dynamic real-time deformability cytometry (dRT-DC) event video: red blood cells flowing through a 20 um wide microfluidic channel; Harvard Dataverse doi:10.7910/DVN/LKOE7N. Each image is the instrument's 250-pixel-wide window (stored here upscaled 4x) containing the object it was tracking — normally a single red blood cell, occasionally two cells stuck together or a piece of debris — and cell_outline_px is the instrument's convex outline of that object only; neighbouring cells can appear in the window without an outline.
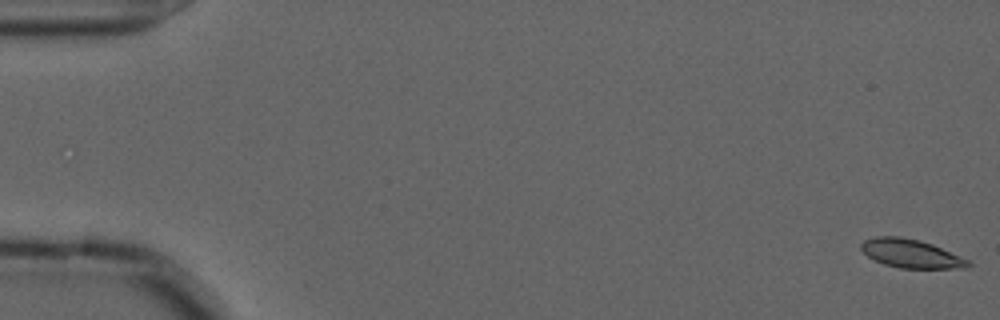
{"species": "common noctule bat (a hibernating species)", "species_latin": "Nyctalus noctula", "temperature_condition": "cold", "stored_images_in_passage": 57, "camera_frame_rate_fps": 3000, "um_per_image_px": 0.085, "animal": {"sex": "male", "forearm_length_mm": 52.5}, "frame": {"image": 1, "passage_image": 1, "time_ms": 0.0, "image_size_px": [1000, 320], "cell_outline_px": [[972, 264], [968, 268], [900, 268], [884, 264], [868, 256], [860, 248], [860, 244], [864, 240], [876, 236], [900, 236], [920, 240], [932, 244], [960, 256], [968, 260]], "centroid_in_image_um": [77.43, 21.55], "position_along_channel_um": 7.6, "area_um2": 17.74}}
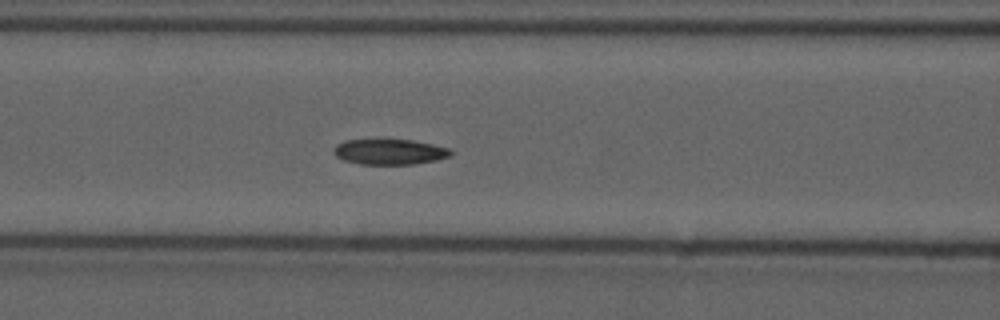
{"frame": {"image": 2, "passage_image": 24, "time_ms": 7.667, "image_size_px": [1000, 320], "cell_outline_px": [[456, 152], [452, 156], [436, 160], [412, 164], [360, 164], [344, 160], [336, 156], [332, 152], [332, 148], [336, 144], [344, 140], [412, 140], [452, 148]], "centroid_in_image_um": [33.15, 12.9], "position_along_channel_um": 133.4, "area_um2": 17.57}}
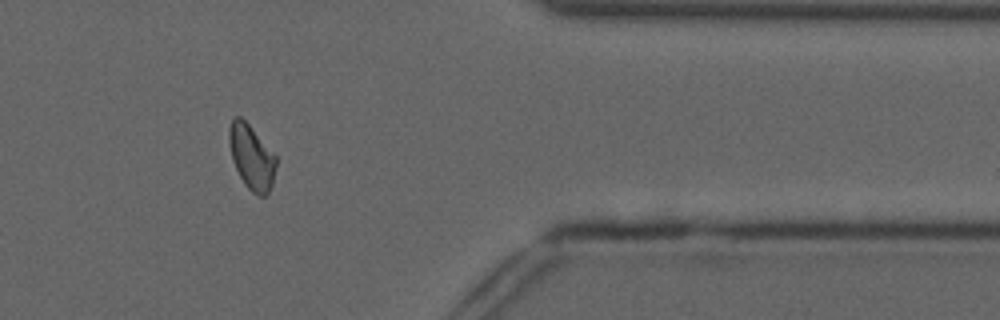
{"frame": {"image": 3, "passage_image": 47, "time_ms": 15.333, "image_size_px": [1000, 320], "cell_outline_px": [[276, 164], [272, 184], [268, 192], [264, 196], [260, 196], [252, 192], [244, 184], [232, 160], [228, 140], [228, 128], [232, 120], [236, 116], [240, 116], [248, 124], [276, 156]], "centroid_in_image_um": [21.36, 13.35], "position_along_channel_um": 390.0, "area_um2": 17.46}, "authors_computed_cell_mechanics": {"area_um2": 17.9758, "velocity_mm_per_s": 3.6241, "shape_relaxation_time_tau1_ms": 7.9345, "shape_relaxation_time_tau2_ms": 3.661, "deformation_change_tau1": 0.1692, "deformation_change_tau2": 0.0797}}